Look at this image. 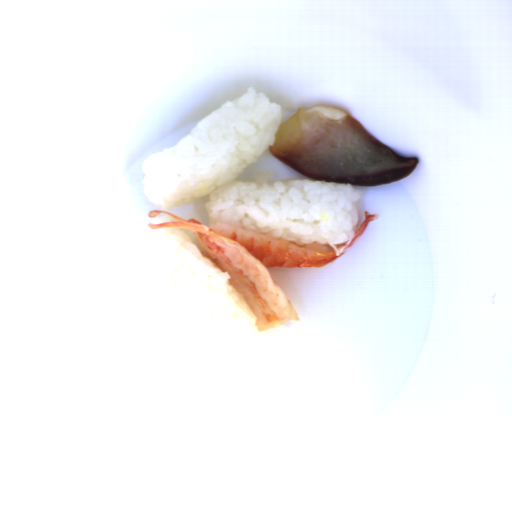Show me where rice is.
Segmentation results:
<instances>
[{
    "mask_svg": "<svg viewBox=\"0 0 512 512\" xmlns=\"http://www.w3.org/2000/svg\"><path fill=\"white\" fill-rule=\"evenodd\" d=\"M281 106L249 87L194 126L186 137L142 163L143 194L161 207L205 203L208 226L230 223L323 252L355 235L363 196L350 183L298 178L237 179L273 145Z\"/></svg>",
    "mask_w": 512,
    "mask_h": 512,
    "instance_id": "652b925c",
    "label": "rice"
}]
</instances>
